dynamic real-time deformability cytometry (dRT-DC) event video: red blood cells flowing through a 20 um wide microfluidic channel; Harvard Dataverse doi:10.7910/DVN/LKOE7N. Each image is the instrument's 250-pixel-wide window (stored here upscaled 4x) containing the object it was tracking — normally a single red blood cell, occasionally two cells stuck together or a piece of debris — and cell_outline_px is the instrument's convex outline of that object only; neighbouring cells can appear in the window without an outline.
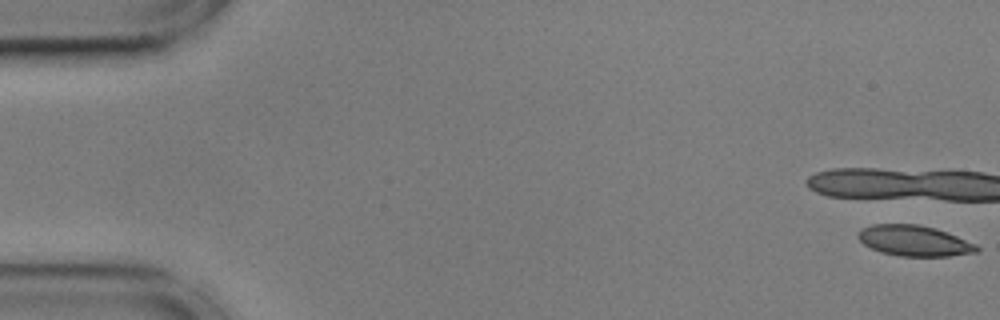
{"species": "common noctule bat (a hibernating species)", "species_latin": "Nyctalus noctula", "temperature_condition": "cold", "stored_images_in_passage": 6, "camera_frame_rate_fps": 3000, "um_per_image_px": 0.085, "animal": {"sex": "male", "body_mass_g": 17.9, "forearm_length_mm": 54.2}, "frame": {"image": 1, "passage_image": 1, "time_ms": 0.0, "image_size_px": [1000, 320], "cell_outline_px": [[980, 248], [976, 252], [948, 256], [900, 256], [880, 252], [864, 244], [856, 236], [860, 228], [872, 224], [920, 224], [936, 228], [976, 244]], "centroid_in_image_um": [77.68, 20.45], "position_along_channel_um": 7.3, "area_um2": 21.21}}